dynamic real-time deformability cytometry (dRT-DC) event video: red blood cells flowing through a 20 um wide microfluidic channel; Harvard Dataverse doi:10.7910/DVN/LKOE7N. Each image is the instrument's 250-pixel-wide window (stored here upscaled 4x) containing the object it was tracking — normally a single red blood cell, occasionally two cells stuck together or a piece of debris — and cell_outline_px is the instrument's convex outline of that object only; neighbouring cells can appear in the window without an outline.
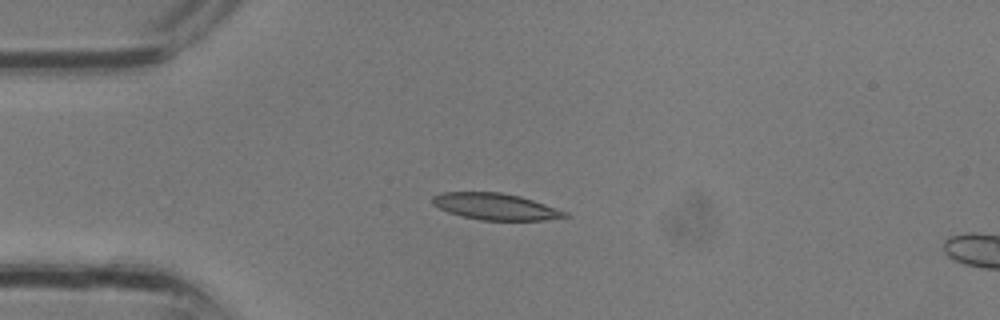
{"species": "common noctule bat (a hibernating species)", "species_latin": "Nyctalus noctula", "temperature_condition": "room temperature", "stored_images_in_passage": 3, "camera_frame_rate_fps": 3000, "um_per_image_px": 0.085, "animal": {"sex": "male", "body_mass_g": 13.3}, "frame": {"image": 1, "passage_image": 2, "time_ms": 0.333, "image_size_px": [1000, 320], "cell_outline_px": [[572, 216], [544, 220], [480, 220], [448, 212], [432, 204], [432, 196], [440, 192], [500, 192], [520, 196], [568, 212]], "centroid_in_image_um": [42.12, 17.55], "position_along_channel_um": 42.9, "area_um2": 20.4}}